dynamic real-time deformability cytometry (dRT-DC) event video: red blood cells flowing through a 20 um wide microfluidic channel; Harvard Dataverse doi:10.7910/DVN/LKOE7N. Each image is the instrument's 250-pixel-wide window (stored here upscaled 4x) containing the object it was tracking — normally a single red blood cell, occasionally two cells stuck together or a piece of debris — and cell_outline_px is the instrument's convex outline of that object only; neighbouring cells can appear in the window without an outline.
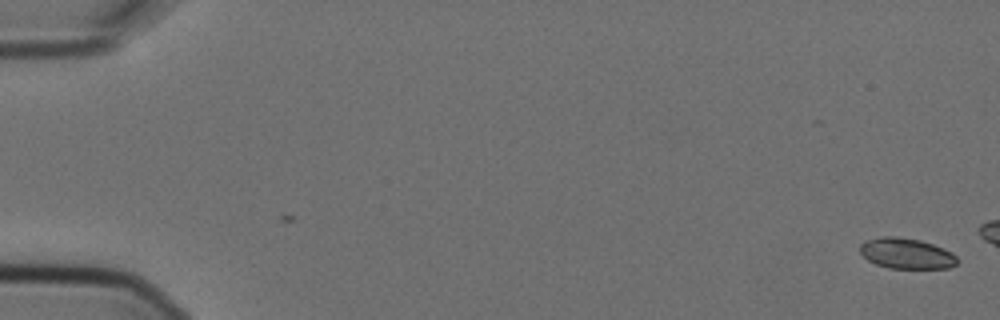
{"species": "Egyptian fruit bat (a non-hibernating species)", "species_latin": "Rousettus aegyptiacus", "temperature_condition": "cold", "stored_images_in_passage": 5, "camera_frame_rate_fps": 3000, "um_per_image_px": 0.085, "animal": {"sex": "female"}, "frame": {"image": 1, "passage_image": 1, "time_ms": 0.0, "image_size_px": [1000, 320], "cell_outline_px": [[960, 260], [956, 264], [948, 268], [888, 268], [876, 264], [868, 260], [860, 252], [860, 244], [864, 240], [880, 236], [896, 236], [920, 240], [944, 248], [952, 252]], "centroid_in_image_um": [77.04, 21.53], "position_along_channel_um": 8.0, "area_um2": 17.51}}